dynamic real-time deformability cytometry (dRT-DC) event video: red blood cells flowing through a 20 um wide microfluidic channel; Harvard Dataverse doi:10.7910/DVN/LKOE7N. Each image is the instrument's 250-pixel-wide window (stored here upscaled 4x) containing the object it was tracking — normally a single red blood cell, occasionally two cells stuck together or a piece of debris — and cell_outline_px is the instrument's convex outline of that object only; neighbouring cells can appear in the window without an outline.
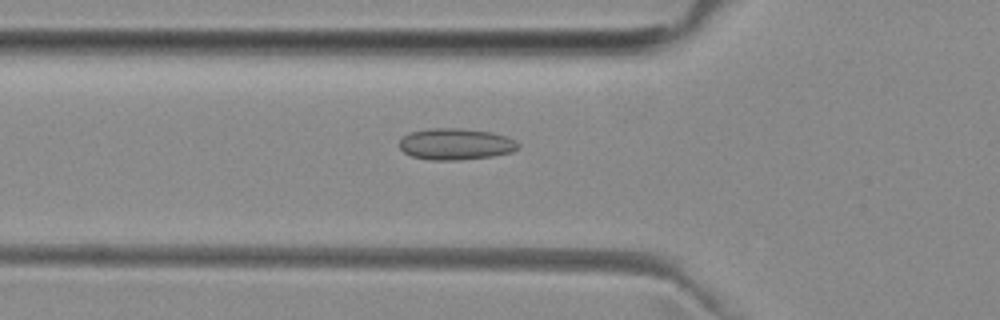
{"species": "common noctule bat (a hibernating species)", "species_latin": "Nyctalus noctula", "temperature_condition": "room temperature", "stored_images_in_passage": 52, "camera_frame_rate_fps": 3000, "um_per_image_px": 0.085, "animal": {"sex": "female", "body_mass_g": 29.2, "forearm_length_mm": 56.3}, "frame": {"image": 1, "passage_image": 18, "time_ms": 5.667, "image_size_px": [1000, 320], "cell_outline_px": [[520, 148], [512, 152], [492, 156], [460, 160], [432, 160], [412, 156], [404, 152], [400, 148], [400, 140], [404, 136], [412, 132], [428, 128], [460, 128], [492, 132], [516, 140], [520, 144]], "centroid_in_image_um": [38.77, 12.25], "position_along_channel_um": 87.0, "area_um2": 21.79}}
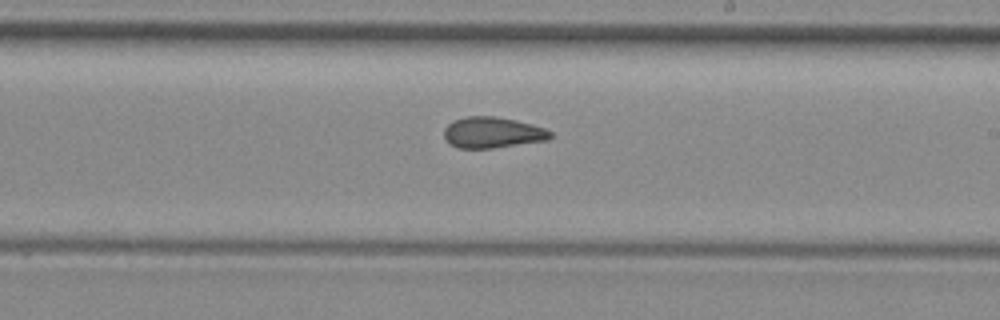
{"frame": {"image": 2, "passage_image": 30, "time_ms": 9.667, "image_size_px": [1000, 320], "cell_outline_px": [[552, 136], [548, 140], [492, 148], [460, 148], [448, 144], [444, 136], [444, 128], [452, 120], [464, 116], [496, 116], [516, 120], [532, 124], [544, 128], [552, 132]], "centroid_in_image_um": [41.84, 11.25], "position_along_channel_um": 247.2, "area_um2": 19.36}}
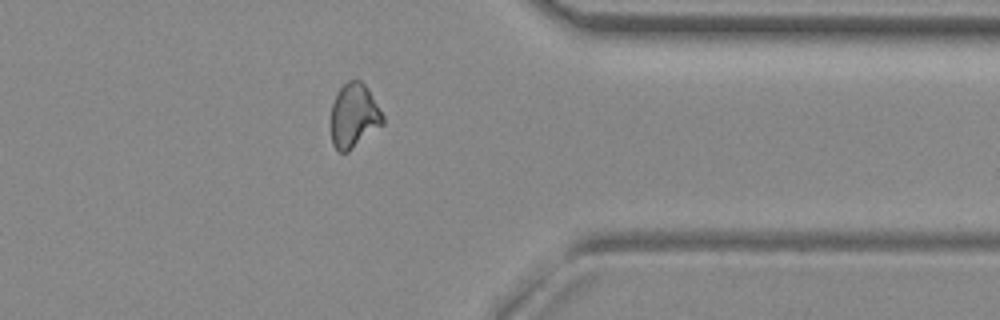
{"frame": {"image": 3, "passage_image": 41, "time_ms": 13.333, "image_size_px": [1000, 320], "cell_outline_px": [[384, 124], [348, 152], [340, 152], [332, 144], [332, 104], [336, 92], [348, 80], [360, 80], [368, 88], [384, 116]], "centroid_in_image_um": [30.1, 9.83], "position_along_channel_um": 381.3, "area_um2": 19.36}, "authors_computed_cell_mechanics": {"area_um2": 19.941, "velocity_mm_per_s": 3.9907, "shape_relaxation_time_tau1_ms": null, "shape_relaxation_time_tau2_ms": 1.813, "deformation_change_tau1": null, "deformation_change_tau2": 0.0796}}